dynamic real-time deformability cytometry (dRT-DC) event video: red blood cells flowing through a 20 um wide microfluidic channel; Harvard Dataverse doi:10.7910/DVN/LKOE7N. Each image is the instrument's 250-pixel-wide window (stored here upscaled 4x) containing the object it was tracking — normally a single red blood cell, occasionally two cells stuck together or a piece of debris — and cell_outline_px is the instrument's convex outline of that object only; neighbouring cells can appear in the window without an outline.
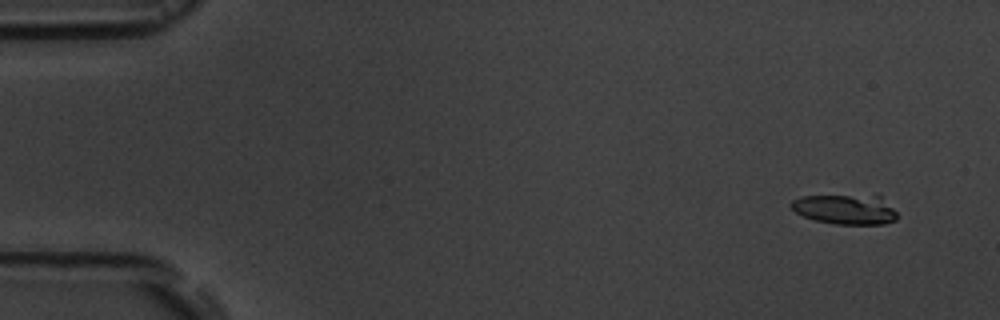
{"species": "common noctule bat (a hibernating species)", "species_latin": "Nyctalus noctula", "temperature_condition": "room temperature", "stored_images_in_passage": 6, "camera_frame_rate_fps": 3000, "um_per_image_px": 0.085, "animal": {"sex": "male", "body_mass_g": 19.5, "forearm_length_mm": 54.6}, "frame": {"image": 1, "passage_image": 1, "time_ms": 0.0, "image_size_px": [1000, 320], "cell_outline_px": [[896, 220], [884, 224], [836, 224], [812, 220], [796, 212], [788, 204], [792, 200], [800, 196], [880, 192], [896, 212]], "centroid_in_image_um": [71.89, 17.72], "position_along_channel_um": 13.1, "area_um2": 19.65}}
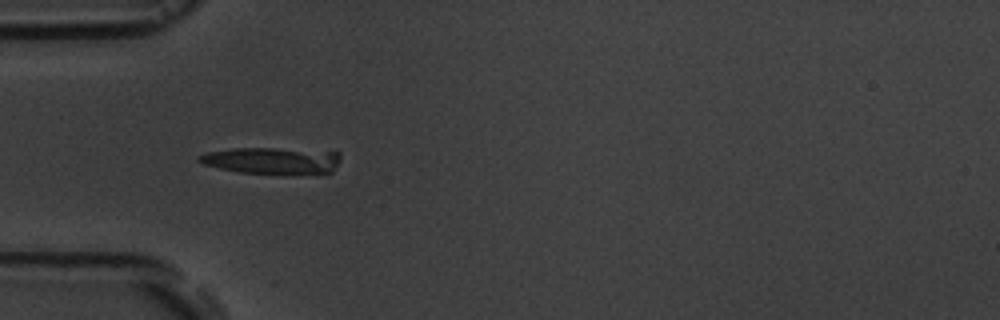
{"frame": {"image": 2, "passage_image": 5, "time_ms": 4.667, "image_size_px": [1000, 320], "cell_outline_px": [[340, 160], [332, 172], [240, 172], [220, 168], [204, 164], [196, 160], [196, 156], [208, 152], [232, 148], [276, 148], [340, 152]], "centroid_in_image_um": [23.07, 13.61], "position_along_channel_um": 61.9, "area_um2": 21.27}}
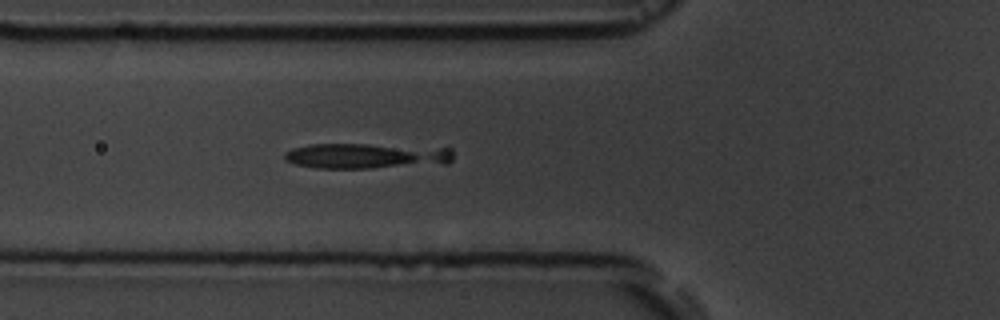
{"frame": {"image": 3, "passage_image": 6, "time_ms": 5.667, "image_size_px": [1000, 320], "cell_outline_px": [[452, 160], [448, 164], [372, 168], [316, 168], [296, 164], [284, 160], [284, 152], [292, 148], [308, 144], [368, 144], [452, 148]], "centroid_in_image_um": [31.15, 13.25], "position_along_channel_um": 94.6, "area_um2": 25.26}}